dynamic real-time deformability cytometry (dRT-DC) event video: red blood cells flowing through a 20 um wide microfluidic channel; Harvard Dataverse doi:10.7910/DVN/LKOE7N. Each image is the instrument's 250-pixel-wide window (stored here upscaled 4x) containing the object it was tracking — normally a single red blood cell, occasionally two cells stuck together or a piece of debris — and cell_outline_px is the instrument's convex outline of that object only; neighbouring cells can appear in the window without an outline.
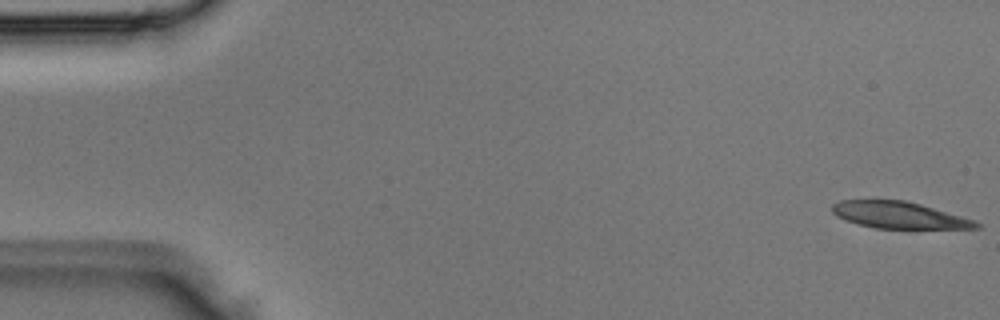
{"species": "Egyptian fruit bat (a non-hibernating species)", "species_latin": "Rousettus aegyptiacus", "temperature_condition": "room temperature", "stored_images_in_passage": 4, "camera_frame_rate_fps": 3000, "um_per_image_px": 0.085, "animal": {"sex": "male"}, "frame": {"image": 1, "passage_image": 1, "time_ms": 0.0, "image_size_px": [1000, 320], "cell_outline_px": [[980, 228], [876, 228], [856, 224], [844, 220], [836, 216], [832, 212], [832, 204], [840, 200], [904, 200], [920, 204], [960, 216], [972, 220], [980, 224]], "centroid_in_image_um": [76.33, 18.28], "position_along_channel_um": 8.7, "area_um2": 22.08}}